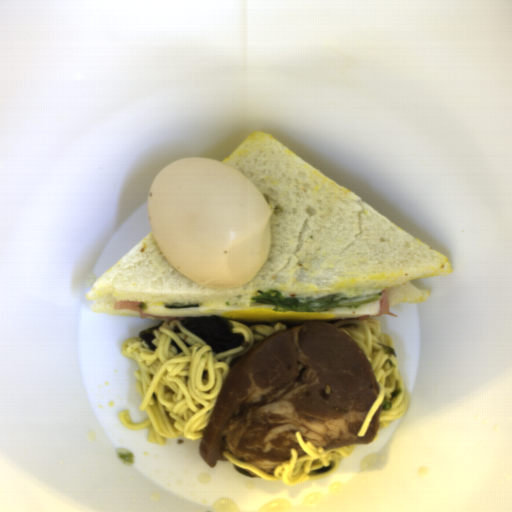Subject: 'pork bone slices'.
Instances as JSON below:
<instances>
[{
	"instance_id": "2",
	"label": "pork bone slices",
	"mask_w": 512,
	"mask_h": 512,
	"mask_svg": "<svg viewBox=\"0 0 512 512\" xmlns=\"http://www.w3.org/2000/svg\"><path fill=\"white\" fill-rule=\"evenodd\" d=\"M238 467H240V466H238ZM240 468H241V469H243V470H245V471H247V472H248V473H250L251 475H253V477H252V478L261 479V476H259V475H258L257 473H255L253 470H250V469H248V468H242V467H240Z\"/></svg>"
},
{
	"instance_id": "1",
	"label": "pork bone slices",
	"mask_w": 512,
	"mask_h": 512,
	"mask_svg": "<svg viewBox=\"0 0 512 512\" xmlns=\"http://www.w3.org/2000/svg\"><path fill=\"white\" fill-rule=\"evenodd\" d=\"M378 388L358 344L343 330L309 321L255 343L232 366L199 445L210 467L241 462L273 474L304 441L324 450L373 443L383 403L359 431Z\"/></svg>"
}]
</instances>
